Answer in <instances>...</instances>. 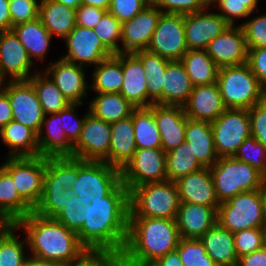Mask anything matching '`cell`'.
Masks as SVG:
<instances>
[{
    "instance_id": "6da1fadb",
    "label": "cell",
    "mask_w": 266,
    "mask_h": 266,
    "mask_svg": "<svg viewBox=\"0 0 266 266\" xmlns=\"http://www.w3.org/2000/svg\"><path fill=\"white\" fill-rule=\"evenodd\" d=\"M77 233L92 254L117 256L124 250L129 224V190L120 182L107 196L67 199L55 217Z\"/></svg>"
},
{
    "instance_id": "7a4b0ae2",
    "label": "cell",
    "mask_w": 266,
    "mask_h": 266,
    "mask_svg": "<svg viewBox=\"0 0 266 266\" xmlns=\"http://www.w3.org/2000/svg\"><path fill=\"white\" fill-rule=\"evenodd\" d=\"M16 226L24 229L29 255L43 260L73 265L82 262L90 253L80 243L77 233L56 218L44 217L32 211Z\"/></svg>"
},
{
    "instance_id": "3957f363",
    "label": "cell",
    "mask_w": 266,
    "mask_h": 266,
    "mask_svg": "<svg viewBox=\"0 0 266 266\" xmlns=\"http://www.w3.org/2000/svg\"><path fill=\"white\" fill-rule=\"evenodd\" d=\"M180 239L175 219L129 217L127 241L117 257L153 263L175 250Z\"/></svg>"
},
{
    "instance_id": "277c9868",
    "label": "cell",
    "mask_w": 266,
    "mask_h": 266,
    "mask_svg": "<svg viewBox=\"0 0 266 266\" xmlns=\"http://www.w3.org/2000/svg\"><path fill=\"white\" fill-rule=\"evenodd\" d=\"M180 205L175 182H148L129 191V217L175 219Z\"/></svg>"
},
{
    "instance_id": "5b68a950",
    "label": "cell",
    "mask_w": 266,
    "mask_h": 266,
    "mask_svg": "<svg viewBox=\"0 0 266 266\" xmlns=\"http://www.w3.org/2000/svg\"><path fill=\"white\" fill-rule=\"evenodd\" d=\"M217 85L226 109H250L266 98V89L247 63L219 68Z\"/></svg>"
},
{
    "instance_id": "8992f818",
    "label": "cell",
    "mask_w": 266,
    "mask_h": 266,
    "mask_svg": "<svg viewBox=\"0 0 266 266\" xmlns=\"http://www.w3.org/2000/svg\"><path fill=\"white\" fill-rule=\"evenodd\" d=\"M217 223L233 234L250 228H266L265 190L243 192L222 202L217 209Z\"/></svg>"
},
{
    "instance_id": "52a82bcc",
    "label": "cell",
    "mask_w": 266,
    "mask_h": 266,
    "mask_svg": "<svg viewBox=\"0 0 266 266\" xmlns=\"http://www.w3.org/2000/svg\"><path fill=\"white\" fill-rule=\"evenodd\" d=\"M219 203L243 192L264 188L265 176L250 164L222 157L209 168Z\"/></svg>"
},
{
    "instance_id": "ba28073f",
    "label": "cell",
    "mask_w": 266,
    "mask_h": 266,
    "mask_svg": "<svg viewBox=\"0 0 266 266\" xmlns=\"http://www.w3.org/2000/svg\"><path fill=\"white\" fill-rule=\"evenodd\" d=\"M121 182V170L103 161L74 158L73 192L81 198L105 197Z\"/></svg>"
},
{
    "instance_id": "9c48e42d",
    "label": "cell",
    "mask_w": 266,
    "mask_h": 266,
    "mask_svg": "<svg viewBox=\"0 0 266 266\" xmlns=\"http://www.w3.org/2000/svg\"><path fill=\"white\" fill-rule=\"evenodd\" d=\"M1 166L11 175L19 195L35 209L43 195L46 157H6Z\"/></svg>"
},
{
    "instance_id": "30bf717a",
    "label": "cell",
    "mask_w": 266,
    "mask_h": 266,
    "mask_svg": "<svg viewBox=\"0 0 266 266\" xmlns=\"http://www.w3.org/2000/svg\"><path fill=\"white\" fill-rule=\"evenodd\" d=\"M210 124L219 158L233 157L244 140L251 136L248 109H226Z\"/></svg>"
},
{
    "instance_id": "8fae6325",
    "label": "cell",
    "mask_w": 266,
    "mask_h": 266,
    "mask_svg": "<svg viewBox=\"0 0 266 266\" xmlns=\"http://www.w3.org/2000/svg\"><path fill=\"white\" fill-rule=\"evenodd\" d=\"M166 180V152L162 148L136 149L121 170V182L129 191L141 184Z\"/></svg>"
},
{
    "instance_id": "7c38bea8",
    "label": "cell",
    "mask_w": 266,
    "mask_h": 266,
    "mask_svg": "<svg viewBox=\"0 0 266 266\" xmlns=\"http://www.w3.org/2000/svg\"><path fill=\"white\" fill-rule=\"evenodd\" d=\"M147 51L169 61H180L188 51L184 31V15L162 13Z\"/></svg>"
},
{
    "instance_id": "4fadbf2b",
    "label": "cell",
    "mask_w": 266,
    "mask_h": 266,
    "mask_svg": "<svg viewBox=\"0 0 266 266\" xmlns=\"http://www.w3.org/2000/svg\"><path fill=\"white\" fill-rule=\"evenodd\" d=\"M3 91L8 95L13 120L39 133L44 113L37 93L29 80L6 81Z\"/></svg>"
},
{
    "instance_id": "5bb4252c",
    "label": "cell",
    "mask_w": 266,
    "mask_h": 266,
    "mask_svg": "<svg viewBox=\"0 0 266 266\" xmlns=\"http://www.w3.org/2000/svg\"><path fill=\"white\" fill-rule=\"evenodd\" d=\"M111 123L88 113L79 140L73 145V158L83 161H105L109 157Z\"/></svg>"
},
{
    "instance_id": "9a60e30c",
    "label": "cell",
    "mask_w": 266,
    "mask_h": 266,
    "mask_svg": "<svg viewBox=\"0 0 266 266\" xmlns=\"http://www.w3.org/2000/svg\"><path fill=\"white\" fill-rule=\"evenodd\" d=\"M64 40L67 53L61 58L76 65L96 66L100 61L112 56L91 28L76 25Z\"/></svg>"
},
{
    "instance_id": "2e32d148",
    "label": "cell",
    "mask_w": 266,
    "mask_h": 266,
    "mask_svg": "<svg viewBox=\"0 0 266 266\" xmlns=\"http://www.w3.org/2000/svg\"><path fill=\"white\" fill-rule=\"evenodd\" d=\"M209 7L210 5L200 12L184 15L188 50H206L209 43L230 26L217 12L210 11Z\"/></svg>"
},
{
    "instance_id": "e0dca14e",
    "label": "cell",
    "mask_w": 266,
    "mask_h": 266,
    "mask_svg": "<svg viewBox=\"0 0 266 266\" xmlns=\"http://www.w3.org/2000/svg\"><path fill=\"white\" fill-rule=\"evenodd\" d=\"M161 14V10L150 3L132 19L124 21L120 53L147 50Z\"/></svg>"
},
{
    "instance_id": "ac0fdd59",
    "label": "cell",
    "mask_w": 266,
    "mask_h": 266,
    "mask_svg": "<svg viewBox=\"0 0 266 266\" xmlns=\"http://www.w3.org/2000/svg\"><path fill=\"white\" fill-rule=\"evenodd\" d=\"M25 47L12 31L0 32V73L7 81L28 80L38 70ZM32 71V72H31ZM32 73V74H31ZM9 76V77H7Z\"/></svg>"
},
{
    "instance_id": "d6986e66",
    "label": "cell",
    "mask_w": 266,
    "mask_h": 266,
    "mask_svg": "<svg viewBox=\"0 0 266 266\" xmlns=\"http://www.w3.org/2000/svg\"><path fill=\"white\" fill-rule=\"evenodd\" d=\"M84 69L83 66L60 57L57 61L49 63L43 71L53 80L69 103L83 104V99L88 97L87 91L90 89Z\"/></svg>"
},
{
    "instance_id": "ffe728a7",
    "label": "cell",
    "mask_w": 266,
    "mask_h": 266,
    "mask_svg": "<svg viewBox=\"0 0 266 266\" xmlns=\"http://www.w3.org/2000/svg\"><path fill=\"white\" fill-rule=\"evenodd\" d=\"M206 51L219 68L246 64L248 49L241 26L230 25L209 43Z\"/></svg>"
},
{
    "instance_id": "44dd1931",
    "label": "cell",
    "mask_w": 266,
    "mask_h": 266,
    "mask_svg": "<svg viewBox=\"0 0 266 266\" xmlns=\"http://www.w3.org/2000/svg\"><path fill=\"white\" fill-rule=\"evenodd\" d=\"M153 116L166 153L185 141L187 116L183 106L153 104Z\"/></svg>"
},
{
    "instance_id": "7402d4cb",
    "label": "cell",
    "mask_w": 266,
    "mask_h": 266,
    "mask_svg": "<svg viewBox=\"0 0 266 266\" xmlns=\"http://www.w3.org/2000/svg\"><path fill=\"white\" fill-rule=\"evenodd\" d=\"M183 108L189 119L209 123L226 110L217 83L194 86Z\"/></svg>"
},
{
    "instance_id": "603a6c76",
    "label": "cell",
    "mask_w": 266,
    "mask_h": 266,
    "mask_svg": "<svg viewBox=\"0 0 266 266\" xmlns=\"http://www.w3.org/2000/svg\"><path fill=\"white\" fill-rule=\"evenodd\" d=\"M180 202L219 208L210 169H202L179 178L176 182Z\"/></svg>"
},
{
    "instance_id": "cb8c5ba5",
    "label": "cell",
    "mask_w": 266,
    "mask_h": 266,
    "mask_svg": "<svg viewBox=\"0 0 266 266\" xmlns=\"http://www.w3.org/2000/svg\"><path fill=\"white\" fill-rule=\"evenodd\" d=\"M175 220L181 238L200 239L217 223V209L180 202Z\"/></svg>"
},
{
    "instance_id": "d4e9b609",
    "label": "cell",
    "mask_w": 266,
    "mask_h": 266,
    "mask_svg": "<svg viewBox=\"0 0 266 266\" xmlns=\"http://www.w3.org/2000/svg\"><path fill=\"white\" fill-rule=\"evenodd\" d=\"M38 156L46 158L73 157V145L68 141L65 131L62 130L60 111L44 115L38 133Z\"/></svg>"
},
{
    "instance_id": "484cf974",
    "label": "cell",
    "mask_w": 266,
    "mask_h": 266,
    "mask_svg": "<svg viewBox=\"0 0 266 266\" xmlns=\"http://www.w3.org/2000/svg\"><path fill=\"white\" fill-rule=\"evenodd\" d=\"M147 74L133 53H123V83L120 94L135 108L148 107Z\"/></svg>"
},
{
    "instance_id": "4316f807",
    "label": "cell",
    "mask_w": 266,
    "mask_h": 266,
    "mask_svg": "<svg viewBox=\"0 0 266 266\" xmlns=\"http://www.w3.org/2000/svg\"><path fill=\"white\" fill-rule=\"evenodd\" d=\"M136 149L132 117L111 123L109 157L104 162L122 170Z\"/></svg>"
},
{
    "instance_id": "83f0119b",
    "label": "cell",
    "mask_w": 266,
    "mask_h": 266,
    "mask_svg": "<svg viewBox=\"0 0 266 266\" xmlns=\"http://www.w3.org/2000/svg\"><path fill=\"white\" fill-rule=\"evenodd\" d=\"M185 141L191 146L197 161L203 167H212L219 159L211 124L206 121L192 120L187 117Z\"/></svg>"
},
{
    "instance_id": "f1b7e54d",
    "label": "cell",
    "mask_w": 266,
    "mask_h": 266,
    "mask_svg": "<svg viewBox=\"0 0 266 266\" xmlns=\"http://www.w3.org/2000/svg\"><path fill=\"white\" fill-rule=\"evenodd\" d=\"M33 210L19 195L11 175L0 165V221L16 224Z\"/></svg>"
},
{
    "instance_id": "f546056e",
    "label": "cell",
    "mask_w": 266,
    "mask_h": 266,
    "mask_svg": "<svg viewBox=\"0 0 266 266\" xmlns=\"http://www.w3.org/2000/svg\"><path fill=\"white\" fill-rule=\"evenodd\" d=\"M206 253L217 266H236L238 257L235 250L234 234L218 223L212 226L201 238Z\"/></svg>"
},
{
    "instance_id": "4dcf8cb0",
    "label": "cell",
    "mask_w": 266,
    "mask_h": 266,
    "mask_svg": "<svg viewBox=\"0 0 266 266\" xmlns=\"http://www.w3.org/2000/svg\"><path fill=\"white\" fill-rule=\"evenodd\" d=\"M193 87L181 61H170L163 76L162 105L183 106Z\"/></svg>"
},
{
    "instance_id": "1f68e13d",
    "label": "cell",
    "mask_w": 266,
    "mask_h": 266,
    "mask_svg": "<svg viewBox=\"0 0 266 266\" xmlns=\"http://www.w3.org/2000/svg\"><path fill=\"white\" fill-rule=\"evenodd\" d=\"M39 18L52 37L56 35L64 40L76 26V9L56 0H40Z\"/></svg>"
},
{
    "instance_id": "d6a6232c",
    "label": "cell",
    "mask_w": 266,
    "mask_h": 266,
    "mask_svg": "<svg viewBox=\"0 0 266 266\" xmlns=\"http://www.w3.org/2000/svg\"><path fill=\"white\" fill-rule=\"evenodd\" d=\"M0 138L8 147L7 157L38 156V134L17 121H10L0 130Z\"/></svg>"
},
{
    "instance_id": "836d02e7",
    "label": "cell",
    "mask_w": 266,
    "mask_h": 266,
    "mask_svg": "<svg viewBox=\"0 0 266 266\" xmlns=\"http://www.w3.org/2000/svg\"><path fill=\"white\" fill-rule=\"evenodd\" d=\"M11 31L25 47L32 62L33 58L42 61L47 57L53 37L43 26L39 17L35 20L15 25L11 28Z\"/></svg>"
},
{
    "instance_id": "e575fe53",
    "label": "cell",
    "mask_w": 266,
    "mask_h": 266,
    "mask_svg": "<svg viewBox=\"0 0 266 266\" xmlns=\"http://www.w3.org/2000/svg\"><path fill=\"white\" fill-rule=\"evenodd\" d=\"M91 76L90 89L95 93H120L123 83V53L100 61Z\"/></svg>"
},
{
    "instance_id": "d590c367",
    "label": "cell",
    "mask_w": 266,
    "mask_h": 266,
    "mask_svg": "<svg viewBox=\"0 0 266 266\" xmlns=\"http://www.w3.org/2000/svg\"><path fill=\"white\" fill-rule=\"evenodd\" d=\"M89 102V113L108 123L131 116L135 107L120 93H96Z\"/></svg>"
},
{
    "instance_id": "8d00e7d4",
    "label": "cell",
    "mask_w": 266,
    "mask_h": 266,
    "mask_svg": "<svg viewBox=\"0 0 266 266\" xmlns=\"http://www.w3.org/2000/svg\"><path fill=\"white\" fill-rule=\"evenodd\" d=\"M133 54L141 61L147 74L148 107L152 104L162 105L163 76L170 61L147 50Z\"/></svg>"
},
{
    "instance_id": "74e56055",
    "label": "cell",
    "mask_w": 266,
    "mask_h": 266,
    "mask_svg": "<svg viewBox=\"0 0 266 266\" xmlns=\"http://www.w3.org/2000/svg\"><path fill=\"white\" fill-rule=\"evenodd\" d=\"M180 61L193 86L217 83L219 67L206 50H188Z\"/></svg>"
},
{
    "instance_id": "f35d334b",
    "label": "cell",
    "mask_w": 266,
    "mask_h": 266,
    "mask_svg": "<svg viewBox=\"0 0 266 266\" xmlns=\"http://www.w3.org/2000/svg\"><path fill=\"white\" fill-rule=\"evenodd\" d=\"M131 117L137 149L161 148L160 132L153 116V104L147 108H135Z\"/></svg>"
},
{
    "instance_id": "ab89813d",
    "label": "cell",
    "mask_w": 266,
    "mask_h": 266,
    "mask_svg": "<svg viewBox=\"0 0 266 266\" xmlns=\"http://www.w3.org/2000/svg\"><path fill=\"white\" fill-rule=\"evenodd\" d=\"M28 80L36 90L44 115L58 113L70 104L44 71H38Z\"/></svg>"
},
{
    "instance_id": "60d3db41",
    "label": "cell",
    "mask_w": 266,
    "mask_h": 266,
    "mask_svg": "<svg viewBox=\"0 0 266 266\" xmlns=\"http://www.w3.org/2000/svg\"><path fill=\"white\" fill-rule=\"evenodd\" d=\"M16 224H8L0 232V266H24L28 256L26 237L20 240ZM25 245V246H24Z\"/></svg>"
},
{
    "instance_id": "b9f144b4",
    "label": "cell",
    "mask_w": 266,
    "mask_h": 266,
    "mask_svg": "<svg viewBox=\"0 0 266 266\" xmlns=\"http://www.w3.org/2000/svg\"><path fill=\"white\" fill-rule=\"evenodd\" d=\"M202 168L203 166L197 161L191 146L186 141L176 149L166 153V175L168 181L176 182L179 178Z\"/></svg>"
},
{
    "instance_id": "7bdbcfd3",
    "label": "cell",
    "mask_w": 266,
    "mask_h": 266,
    "mask_svg": "<svg viewBox=\"0 0 266 266\" xmlns=\"http://www.w3.org/2000/svg\"><path fill=\"white\" fill-rule=\"evenodd\" d=\"M74 195L73 189L64 190L60 184H44L41 201L33 211L44 217L55 218L65 208L67 199Z\"/></svg>"
},
{
    "instance_id": "ee69618b",
    "label": "cell",
    "mask_w": 266,
    "mask_h": 266,
    "mask_svg": "<svg viewBox=\"0 0 266 266\" xmlns=\"http://www.w3.org/2000/svg\"><path fill=\"white\" fill-rule=\"evenodd\" d=\"M74 181V158H46L44 184H60L64 190L72 189Z\"/></svg>"
},
{
    "instance_id": "f6af8a7d",
    "label": "cell",
    "mask_w": 266,
    "mask_h": 266,
    "mask_svg": "<svg viewBox=\"0 0 266 266\" xmlns=\"http://www.w3.org/2000/svg\"><path fill=\"white\" fill-rule=\"evenodd\" d=\"M122 23L107 11L93 28L103 46L112 54L120 53Z\"/></svg>"
},
{
    "instance_id": "bcb514c9",
    "label": "cell",
    "mask_w": 266,
    "mask_h": 266,
    "mask_svg": "<svg viewBox=\"0 0 266 266\" xmlns=\"http://www.w3.org/2000/svg\"><path fill=\"white\" fill-rule=\"evenodd\" d=\"M209 5H213V8L216 7L219 9L218 11L221 13H217L221 15L229 25L235 26L236 19H246L257 10L258 0H209Z\"/></svg>"
},
{
    "instance_id": "7dc6e473",
    "label": "cell",
    "mask_w": 266,
    "mask_h": 266,
    "mask_svg": "<svg viewBox=\"0 0 266 266\" xmlns=\"http://www.w3.org/2000/svg\"><path fill=\"white\" fill-rule=\"evenodd\" d=\"M176 250L183 266H217L200 239L181 238Z\"/></svg>"
},
{
    "instance_id": "c3c4849f",
    "label": "cell",
    "mask_w": 266,
    "mask_h": 266,
    "mask_svg": "<svg viewBox=\"0 0 266 266\" xmlns=\"http://www.w3.org/2000/svg\"><path fill=\"white\" fill-rule=\"evenodd\" d=\"M233 157L250 164L266 176V148L254 137L245 139Z\"/></svg>"
},
{
    "instance_id": "681fc988",
    "label": "cell",
    "mask_w": 266,
    "mask_h": 266,
    "mask_svg": "<svg viewBox=\"0 0 266 266\" xmlns=\"http://www.w3.org/2000/svg\"><path fill=\"white\" fill-rule=\"evenodd\" d=\"M237 257L252 253L266 245V228H250L234 233Z\"/></svg>"
},
{
    "instance_id": "f907efd6",
    "label": "cell",
    "mask_w": 266,
    "mask_h": 266,
    "mask_svg": "<svg viewBox=\"0 0 266 266\" xmlns=\"http://www.w3.org/2000/svg\"><path fill=\"white\" fill-rule=\"evenodd\" d=\"M246 22L239 23L241 26L247 49L266 47V14L250 18Z\"/></svg>"
},
{
    "instance_id": "816d5d0a",
    "label": "cell",
    "mask_w": 266,
    "mask_h": 266,
    "mask_svg": "<svg viewBox=\"0 0 266 266\" xmlns=\"http://www.w3.org/2000/svg\"><path fill=\"white\" fill-rule=\"evenodd\" d=\"M162 13L192 14L204 10L209 5V0H150Z\"/></svg>"
},
{
    "instance_id": "f5cc1de1",
    "label": "cell",
    "mask_w": 266,
    "mask_h": 266,
    "mask_svg": "<svg viewBox=\"0 0 266 266\" xmlns=\"http://www.w3.org/2000/svg\"><path fill=\"white\" fill-rule=\"evenodd\" d=\"M82 106V104H69L63 110L60 111V118L62 124V130L65 131L68 141L74 145L80 137L82 127L85 121L86 115L89 113V110L85 112L82 118L77 117L76 109Z\"/></svg>"
},
{
    "instance_id": "db71d44e",
    "label": "cell",
    "mask_w": 266,
    "mask_h": 266,
    "mask_svg": "<svg viewBox=\"0 0 266 266\" xmlns=\"http://www.w3.org/2000/svg\"><path fill=\"white\" fill-rule=\"evenodd\" d=\"M40 0H9L11 28L39 17Z\"/></svg>"
},
{
    "instance_id": "11a10c76",
    "label": "cell",
    "mask_w": 266,
    "mask_h": 266,
    "mask_svg": "<svg viewBox=\"0 0 266 266\" xmlns=\"http://www.w3.org/2000/svg\"><path fill=\"white\" fill-rule=\"evenodd\" d=\"M150 4V0H111L109 12L121 23L132 19Z\"/></svg>"
},
{
    "instance_id": "9f6ffc18",
    "label": "cell",
    "mask_w": 266,
    "mask_h": 266,
    "mask_svg": "<svg viewBox=\"0 0 266 266\" xmlns=\"http://www.w3.org/2000/svg\"><path fill=\"white\" fill-rule=\"evenodd\" d=\"M251 136L266 148V98L248 109Z\"/></svg>"
},
{
    "instance_id": "6f0895ef",
    "label": "cell",
    "mask_w": 266,
    "mask_h": 266,
    "mask_svg": "<svg viewBox=\"0 0 266 266\" xmlns=\"http://www.w3.org/2000/svg\"><path fill=\"white\" fill-rule=\"evenodd\" d=\"M247 64L266 89V47L248 49Z\"/></svg>"
},
{
    "instance_id": "680465c9",
    "label": "cell",
    "mask_w": 266,
    "mask_h": 266,
    "mask_svg": "<svg viewBox=\"0 0 266 266\" xmlns=\"http://www.w3.org/2000/svg\"><path fill=\"white\" fill-rule=\"evenodd\" d=\"M107 10L81 4L76 9V25L93 29Z\"/></svg>"
},
{
    "instance_id": "91938a15",
    "label": "cell",
    "mask_w": 266,
    "mask_h": 266,
    "mask_svg": "<svg viewBox=\"0 0 266 266\" xmlns=\"http://www.w3.org/2000/svg\"><path fill=\"white\" fill-rule=\"evenodd\" d=\"M237 266H266V245L239 257Z\"/></svg>"
},
{
    "instance_id": "94428289",
    "label": "cell",
    "mask_w": 266,
    "mask_h": 266,
    "mask_svg": "<svg viewBox=\"0 0 266 266\" xmlns=\"http://www.w3.org/2000/svg\"><path fill=\"white\" fill-rule=\"evenodd\" d=\"M12 120L13 112L8 95L2 91L0 93V130Z\"/></svg>"
},
{
    "instance_id": "6125c7cd",
    "label": "cell",
    "mask_w": 266,
    "mask_h": 266,
    "mask_svg": "<svg viewBox=\"0 0 266 266\" xmlns=\"http://www.w3.org/2000/svg\"><path fill=\"white\" fill-rule=\"evenodd\" d=\"M11 31L9 0H0V32Z\"/></svg>"
},
{
    "instance_id": "be15d7a7",
    "label": "cell",
    "mask_w": 266,
    "mask_h": 266,
    "mask_svg": "<svg viewBox=\"0 0 266 266\" xmlns=\"http://www.w3.org/2000/svg\"><path fill=\"white\" fill-rule=\"evenodd\" d=\"M153 264L155 266H183L182 260L176 249L168 252L163 257L158 258Z\"/></svg>"
},
{
    "instance_id": "e7e4bbea",
    "label": "cell",
    "mask_w": 266,
    "mask_h": 266,
    "mask_svg": "<svg viewBox=\"0 0 266 266\" xmlns=\"http://www.w3.org/2000/svg\"><path fill=\"white\" fill-rule=\"evenodd\" d=\"M24 266H64V265L58 261L43 260L28 254Z\"/></svg>"
},
{
    "instance_id": "03108f58",
    "label": "cell",
    "mask_w": 266,
    "mask_h": 266,
    "mask_svg": "<svg viewBox=\"0 0 266 266\" xmlns=\"http://www.w3.org/2000/svg\"><path fill=\"white\" fill-rule=\"evenodd\" d=\"M103 256L90 253L82 262L64 266H94Z\"/></svg>"
},
{
    "instance_id": "003e7915",
    "label": "cell",
    "mask_w": 266,
    "mask_h": 266,
    "mask_svg": "<svg viewBox=\"0 0 266 266\" xmlns=\"http://www.w3.org/2000/svg\"><path fill=\"white\" fill-rule=\"evenodd\" d=\"M94 266H121L117 256H103Z\"/></svg>"
},
{
    "instance_id": "a7ac6f4b",
    "label": "cell",
    "mask_w": 266,
    "mask_h": 266,
    "mask_svg": "<svg viewBox=\"0 0 266 266\" xmlns=\"http://www.w3.org/2000/svg\"><path fill=\"white\" fill-rule=\"evenodd\" d=\"M111 0H82V4L109 10Z\"/></svg>"
},
{
    "instance_id": "89a4df30",
    "label": "cell",
    "mask_w": 266,
    "mask_h": 266,
    "mask_svg": "<svg viewBox=\"0 0 266 266\" xmlns=\"http://www.w3.org/2000/svg\"><path fill=\"white\" fill-rule=\"evenodd\" d=\"M121 266H155L153 263L140 262L134 259H119Z\"/></svg>"
},
{
    "instance_id": "2644e50d",
    "label": "cell",
    "mask_w": 266,
    "mask_h": 266,
    "mask_svg": "<svg viewBox=\"0 0 266 266\" xmlns=\"http://www.w3.org/2000/svg\"><path fill=\"white\" fill-rule=\"evenodd\" d=\"M56 1L73 9H77L82 4V0H56Z\"/></svg>"
},
{
    "instance_id": "8c879c8a",
    "label": "cell",
    "mask_w": 266,
    "mask_h": 266,
    "mask_svg": "<svg viewBox=\"0 0 266 266\" xmlns=\"http://www.w3.org/2000/svg\"><path fill=\"white\" fill-rule=\"evenodd\" d=\"M5 83H6L5 79L1 76V73H0V93L3 91Z\"/></svg>"
},
{
    "instance_id": "753ad0ef",
    "label": "cell",
    "mask_w": 266,
    "mask_h": 266,
    "mask_svg": "<svg viewBox=\"0 0 266 266\" xmlns=\"http://www.w3.org/2000/svg\"><path fill=\"white\" fill-rule=\"evenodd\" d=\"M8 225V223L0 221V232Z\"/></svg>"
},
{
    "instance_id": "34e18365",
    "label": "cell",
    "mask_w": 266,
    "mask_h": 266,
    "mask_svg": "<svg viewBox=\"0 0 266 266\" xmlns=\"http://www.w3.org/2000/svg\"><path fill=\"white\" fill-rule=\"evenodd\" d=\"M264 190H265V194H266V176L264 178Z\"/></svg>"
}]
</instances>
